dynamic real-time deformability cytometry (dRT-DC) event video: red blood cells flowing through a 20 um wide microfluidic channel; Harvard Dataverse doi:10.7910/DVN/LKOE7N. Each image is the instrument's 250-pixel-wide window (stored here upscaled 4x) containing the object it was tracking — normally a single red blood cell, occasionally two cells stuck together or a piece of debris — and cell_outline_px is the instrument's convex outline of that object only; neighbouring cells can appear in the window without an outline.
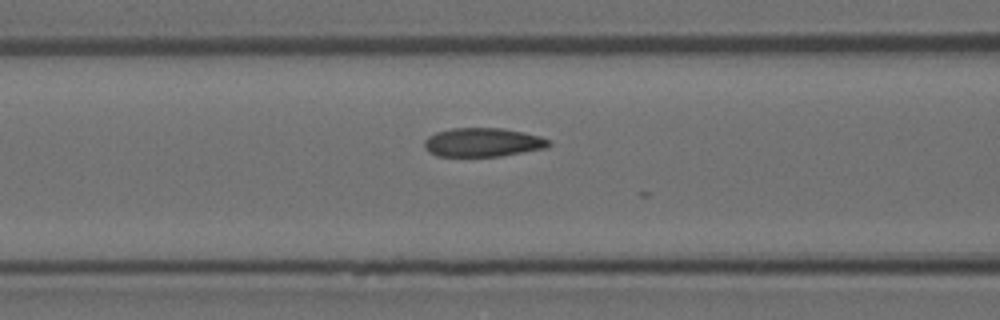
{"species": "Egyptian fruit bat (a non-hibernating species)", "species_latin": "Rousettus aegyptiacus", "temperature_condition": "room temperature", "stored_images_in_passage": 11, "camera_frame_rate_fps": 3000, "um_per_image_px": 0.085, "animal": {"sex": "female"}, "frame": {"image": 1, "passage_image": 9, "time_ms": 2.667, "image_size_px": [1000, 320], "cell_outline_px": [[552, 144], [548, 148], [500, 156], [436, 156], [428, 152], [424, 148], [424, 140], [428, 136], [436, 132], [452, 128], [504, 128], [524, 132], [540, 136], [552, 140]], "centroid_in_image_um": [41.07, 12.1], "position_along_channel_um": 125.5, "area_um2": 21.21}}